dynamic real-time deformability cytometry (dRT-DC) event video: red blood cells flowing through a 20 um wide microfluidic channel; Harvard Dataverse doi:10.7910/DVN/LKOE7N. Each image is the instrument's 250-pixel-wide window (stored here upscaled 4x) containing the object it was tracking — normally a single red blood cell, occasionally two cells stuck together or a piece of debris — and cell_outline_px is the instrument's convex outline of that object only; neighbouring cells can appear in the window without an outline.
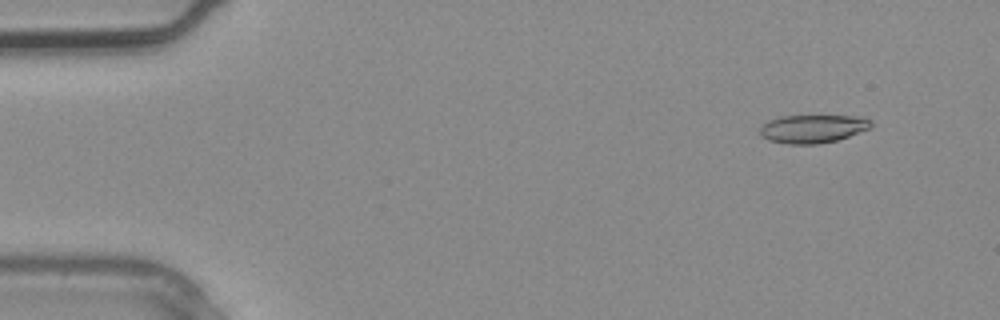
{"species": "common noctule bat (a hibernating species)", "species_latin": "Nyctalus noctula", "temperature_condition": "warm", "stored_images_in_passage": 3, "camera_frame_rate_fps": 3000, "um_per_image_px": 0.085, "animal": {"sex": "male", "body_mass_g": 20.4}, "frame": {"image": 1, "passage_image": 1, "time_ms": 0.0, "image_size_px": [1000, 320], "cell_outline_px": [[872, 128], [836, 140], [816, 144], [788, 144], [768, 140], [760, 136], [760, 128], [768, 120], [780, 116], [864, 116], [872, 120]], "centroid_in_image_um": [69.1, 10.94], "position_along_channel_um": 15.9, "area_um2": 18.38}}
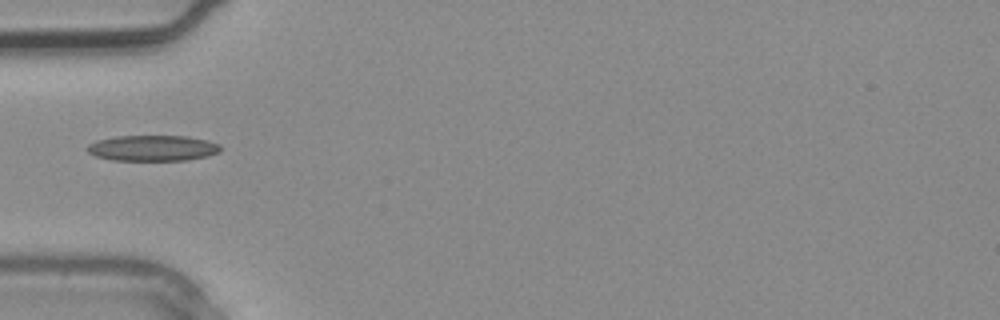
{"frame": {"image": 2, "passage_image": 3, "time_ms": 0.667, "image_size_px": [1000, 320], "cell_outline_px": [[220, 152], [208, 156], [188, 160], [112, 160], [96, 156], [88, 152], [84, 148], [88, 144], [96, 140], [116, 136], [188, 136], [220, 144]], "centroid_in_image_um": [12.95, 12.59], "position_along_channel_um": 72.1, "area_um2": 20.06}}